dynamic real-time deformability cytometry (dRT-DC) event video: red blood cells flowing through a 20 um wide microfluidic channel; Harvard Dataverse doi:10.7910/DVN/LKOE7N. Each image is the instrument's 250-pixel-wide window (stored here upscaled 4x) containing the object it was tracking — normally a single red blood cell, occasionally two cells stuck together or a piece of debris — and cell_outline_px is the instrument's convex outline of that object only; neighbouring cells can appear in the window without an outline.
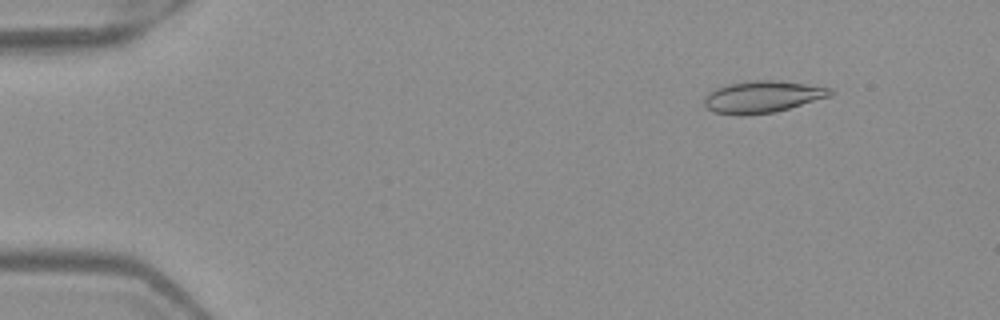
{"species": "Egyptian fruit bat (a non-hibernating species)", "species_latin": "Rousettus aegyptiacus", "temperature_condition": "warm", "stored_images_in_passage": 4, "camera_frame_rate_fps": 3000, "um_per_image_px": 0.085, "frame": {"image": 1, "passage_image": 2, "time_ms": 0.333, "image_size_px": [1000, 320], "cell_outline_px": [[836, 92], [832, 96], [776, 112], [744, 116], [736, 116], [712, 112], [704, 104], [704, 96], [708, 92], [716, 88], [728, 84], [756, 80], [776, 80], [832, 88]], "centroid_in_image_um": [64.81, 8.25], "position_along_channel_um": 20.2, "area_um2": 23.76}}